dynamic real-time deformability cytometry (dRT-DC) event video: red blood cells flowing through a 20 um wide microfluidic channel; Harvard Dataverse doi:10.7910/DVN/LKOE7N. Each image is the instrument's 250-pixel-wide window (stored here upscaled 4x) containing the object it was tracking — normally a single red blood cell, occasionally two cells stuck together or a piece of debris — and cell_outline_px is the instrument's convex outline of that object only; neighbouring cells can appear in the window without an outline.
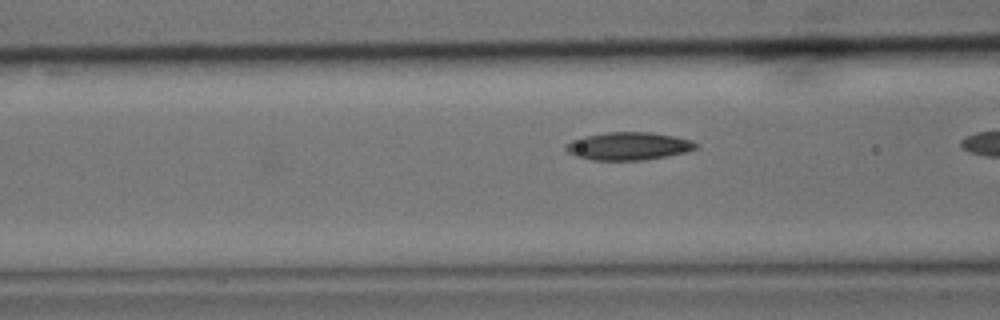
{"species": "common noctule bat (a hibernating species)", "species_latin": "Nyctalus noctula", "temperature_condition": "cold", "stored_images_in_passage": 39, "camera_frame_rate_fps": 3000, "um_per_image_px": 0.085, "animal": {"sex": "male", "body_mass_g": 15.6}, "frame": {"image": 1, "passage_image": 17, "time_ms": 5.333, "image_size_px": [1000, 320], "cell_outline_px": [[700, 144], [696, 148], [684, 152], [644, 160], [592, 160], [576, 156], [568, 152], [564, 148], [564, 144], [572, 140], [584, 136], [608, 132], [652, 132], [676, 136], [692, 140]], "centroid_in_image_um": [53.41, 12.41], "position_along_channel_um": 113.2, "area_um2": 21.15}}
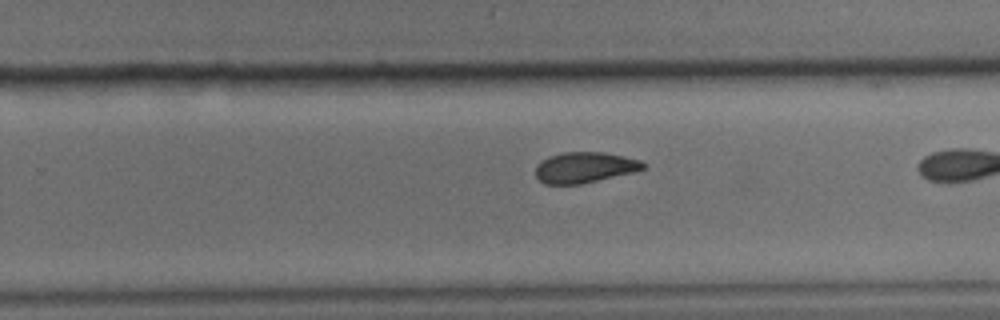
{"frame": {"image": 2, "passage_image": 31, "time_ms": 10.0, "image_size_px": [1000, 320], "cell_outline_px": [[648, 164], [644, 168], [632, 172], [580, 184], [544, 184], [536, 176], [536, 164], [540, 160], [548, 156], [564, 152], [604, 152], [624, 156], [640, 160]], "centroid_in_image_um": [49.67, 14.22], "position_along_channel_um": 280.1, "area_um2": 19.25}}
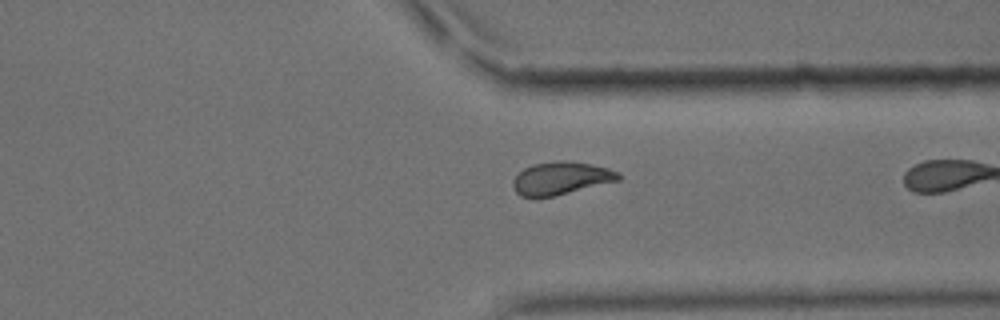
{"frame": {"image": 3, "passage_image": 38, "time_ms": 12.333, "image_size_px": [1000, 320], "cell_outline_px": [[620, 180], [536, 200], [520, 196], [516, 192], [512, 184], [512, 180], [524, 168], [532, 164], [556, 160], [568, 160], [592, 164], [608, 168], [620, 172]], "centroid_in_image_um": [47.64, 15.16], "position_along_channel_um": 363.8, "area_um2": 20.58}}